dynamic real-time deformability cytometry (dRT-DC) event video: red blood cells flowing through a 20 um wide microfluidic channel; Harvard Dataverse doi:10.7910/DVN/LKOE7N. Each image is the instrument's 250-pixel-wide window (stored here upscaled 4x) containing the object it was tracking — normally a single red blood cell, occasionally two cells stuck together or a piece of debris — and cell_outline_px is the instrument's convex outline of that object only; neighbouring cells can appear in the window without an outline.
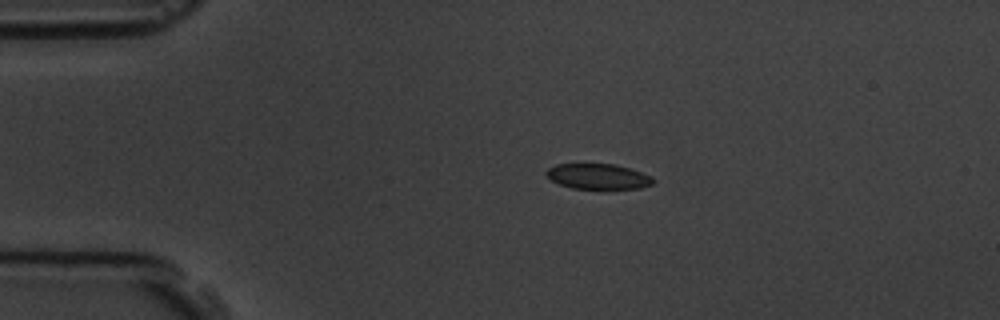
{"species": "common noctule bat (a hibernating species)", "species_latin": "Nyctalus noctula", "temperature_condition": "room temperature", "stored_images_in_passage": 6, "camera_frame_rate_fps": 3000, "um_per_image_px": 0.085, "animal": {"sex": "male", "body_mass_g": 19.5, "forearm_length_mm": 54.6}, "frame": {"image": 1, "passage_image": 3, "time_ms": 2.333, "image_size_px": [1000, 320], "cell_outline_px": [[656, 180], [652, 184], [640, 188], [572, 188], [560, 184], [552, 180], [544, 172], [548, 168], [556, 164], [584, 160], [616, 164], [652, 176]], "centroid_in_image_um": [50.79, 14.93], "position_along_channel_um": 34.2, "area_um2": 16.47}}
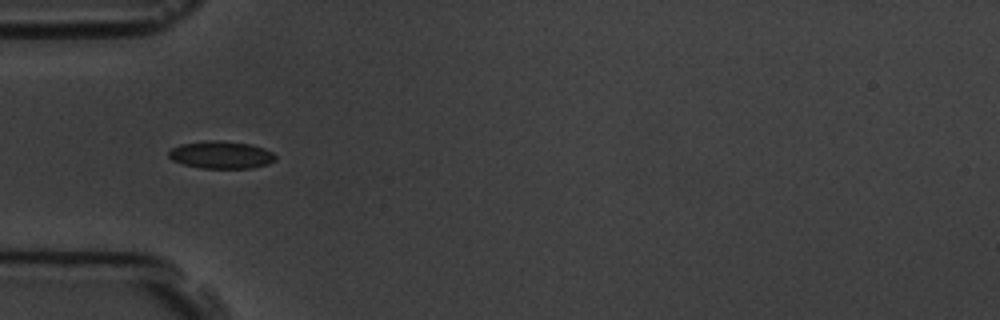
{"frame": {"image": 2, "passage_image": 5, "time_ms": 4.333, "image_size_px": [1000, 320], "cell_outline_px": [[276, 160], [268, 164], [252, 168], [200, 168], [184, 164], [172, 160], [168, 156], [168, 152], [172, 148], [180, 144], [208, 140], [220, 140], [252, 144], [264, 148], [272, 152], [276, 156]], "centroid_in_image_um": [18.81, 13.15], "position_along_channel_um": 66.2, "area_um2": 17.22}}
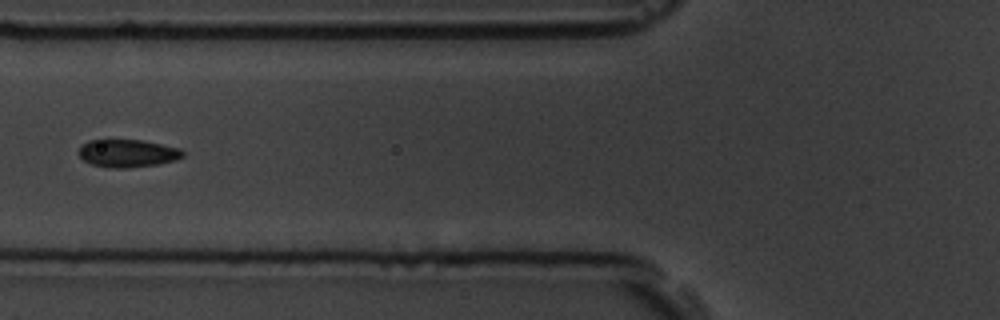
{"frame": {"image": 3, "passage_image": 6, "time_ms": 5.667, "image_size_px": [1000, 320], "cell_outline_px": [[184, 156], [176, 160], [160, 164], [128, 168], [108, 168], [92, 164], [84, 160], [80, 156], [80, 148], [88, 140], [140, 140], [180, 148], [184, 152]], "centroid_in_image_um": [10.88, 13.04], "position_along_channel_um": 114.9, "area_um2": 16.76}}